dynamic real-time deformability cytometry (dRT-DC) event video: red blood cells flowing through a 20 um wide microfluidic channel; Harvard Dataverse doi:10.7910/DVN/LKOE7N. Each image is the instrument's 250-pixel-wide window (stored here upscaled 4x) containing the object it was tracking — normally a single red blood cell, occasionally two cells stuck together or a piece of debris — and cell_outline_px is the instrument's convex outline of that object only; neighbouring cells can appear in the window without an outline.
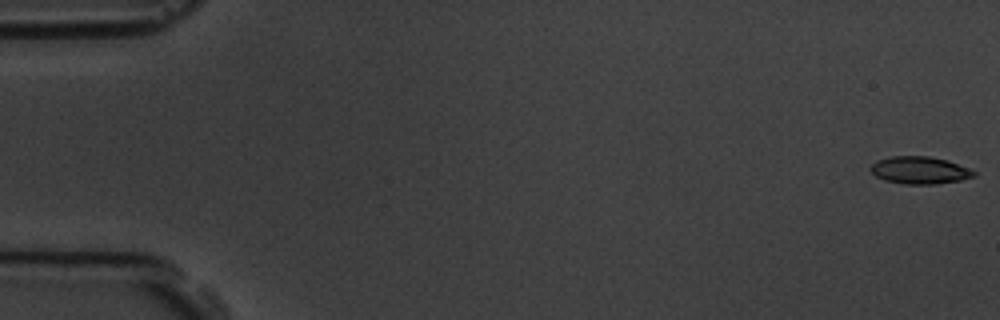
{"species": "common noctule bat (a hibernating species)", "species_latin": "Nyctalus noctula", "temperature_condition": "room temperature", "stored_images_in_passage": 5, "camera_frame_rate_fps": 3000, "um_per_image_px": 0.085, "animal": {"sex": "male", "body_mass_g": 19.5, "forearm_length_mm": 54.6}, "frame": {"image": 1, "passage_image": 1, "time_ms": 0.0, "image_size_px": [1000, 320], "cell_outline_px": [[976, 176], [960, 180], [936, 184], [904, 184], [884, 180], [876, 176], [868, 168], [876, 160], [892, 156], [928, 156], [948, 160], [972, 168], [976, 172]], "centroid_in_image_um": [78.2, 14.46], "position_along_channel_um": 6.8, "area_um2": 16.7}}
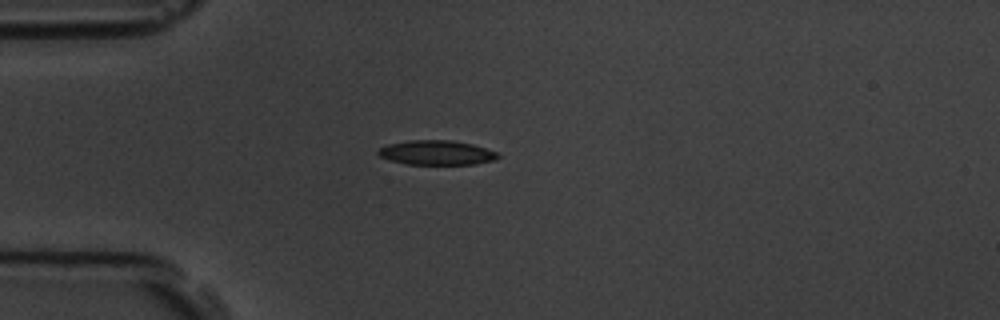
{"frame": {"image": 2, "passage_image": 5, "time_ms": 4.667, "image_size_px": [1000, 320], "cell_outline_px": [[500, 156], [492, 160], [476, 164], [404, 164], [380, 156], [376, 152], [380, 148], [388, 144], [408, 140], [452, 140], [472, 144], [500, 152]], "centroid_in_image_um": [37.13, 12.97], "position_along_channel_um": 47.9, "area_um2": 17.11}}